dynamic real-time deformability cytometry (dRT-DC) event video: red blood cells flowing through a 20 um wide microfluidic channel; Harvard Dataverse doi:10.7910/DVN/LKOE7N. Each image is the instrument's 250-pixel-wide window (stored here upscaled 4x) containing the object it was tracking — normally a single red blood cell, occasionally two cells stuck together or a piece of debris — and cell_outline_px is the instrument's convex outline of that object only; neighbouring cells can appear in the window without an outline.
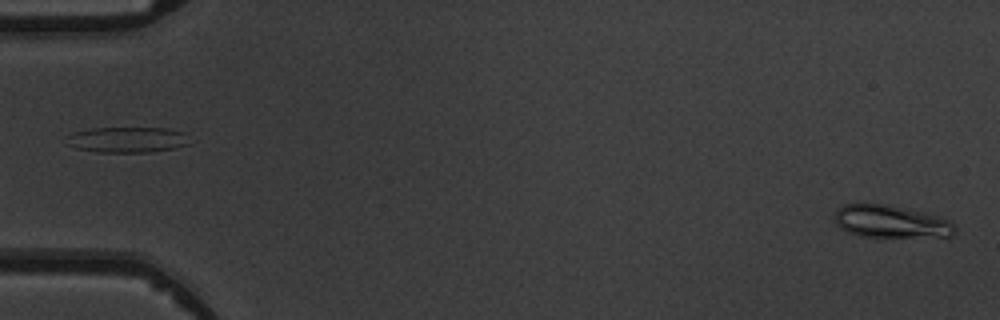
{"species": "common noctule bat (a hibernating species)", "species_latin": "Nyctalus noctula", "temperature_condition": "warm", "stored_images_in_passage": 5, "segment_of_instrument_passage": [2, 2], "camera_frame_rate_fps": 3000, "um_per_image_px": 0.085, "animal": {"sex": "male", "body_mass_g": 19.5, "forearm_length_mm": 54.6}, "frame": {"image": 1, "passage_image": 5, "time_ms": 4.333, "image_size_px": [1000, 320], "cell_outline_px": [[956, 232], [952, 236], [860, 236], [844, 232], [836, 224], [836, 212], [844, 204], [884, 204], [924, 212], [940, 216], [956, 224]], "centroid_in_image_um": [75.75, 18.84], "position_along_channel_um": 9.3, "area_um2": 22.6}}